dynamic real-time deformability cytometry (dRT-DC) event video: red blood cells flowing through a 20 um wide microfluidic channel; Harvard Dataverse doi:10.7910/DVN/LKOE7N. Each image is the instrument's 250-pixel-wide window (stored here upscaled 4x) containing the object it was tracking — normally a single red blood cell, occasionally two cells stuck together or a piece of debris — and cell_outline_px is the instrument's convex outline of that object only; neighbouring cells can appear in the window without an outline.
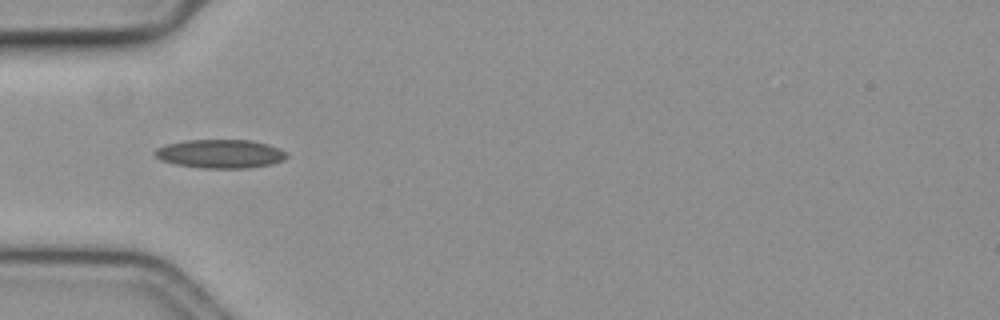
{"species": "common noctule bat (a hibernating species)", "species_latin": "Nyctalus noctula", "temperature_condition": "cold", "stored_images_in_passage": 24, "camera_frame_rate_fps": 3000, "um_per_image_px": 0.085, "animal": {"sex": "female", "body_mass_g": 19.3, "forearm_length_mm": 54.1}, "frame": {"image": 1, "passage_image": 1, "time_ms": 0.0, "image_size_px": [1000, 320], "cell_outline_px": [[288, 156], [284, 160], [272, 164], [248, 168], [200, 168], [176, 164], [160, 160], [152, 152], [156, 148], [164, 144], [184, 140], [252, 140], [268, 144], [280, 148], [288, 152]], "centroid_in_image_um": [18.73, 13.07], "position_along_channel_um": 66.3, "area_um2": 22.37}}
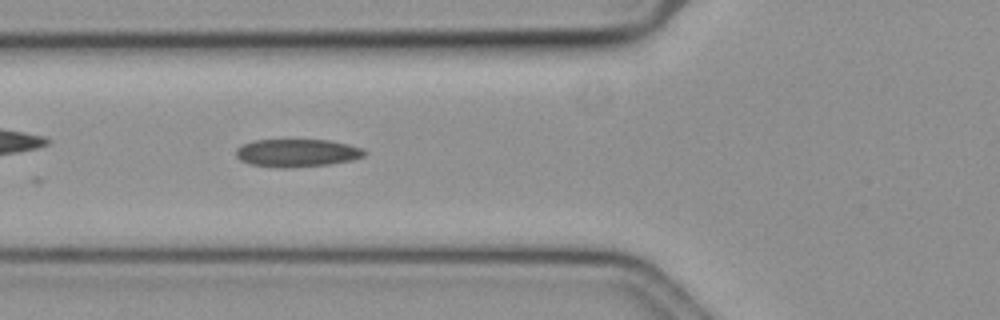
{"frame": {"image": 2, "passage_image": 4, "time_ms": 1.0, "image_size_px": [1000, 320], "cell_outline_px": [[368, 152], [364, 156], [352, 160], [328, 164], [292, 168], [276, 168], [248, 164], [240, 160], [236, 156], [236, 148], [244, 144], [256, 140], [328, 140], [348, 144], [364, 148]], "centroid_in_image_um": [25.25, 13.01], "position_along_channel_um": 100.5, "area_um2": 21.04}}